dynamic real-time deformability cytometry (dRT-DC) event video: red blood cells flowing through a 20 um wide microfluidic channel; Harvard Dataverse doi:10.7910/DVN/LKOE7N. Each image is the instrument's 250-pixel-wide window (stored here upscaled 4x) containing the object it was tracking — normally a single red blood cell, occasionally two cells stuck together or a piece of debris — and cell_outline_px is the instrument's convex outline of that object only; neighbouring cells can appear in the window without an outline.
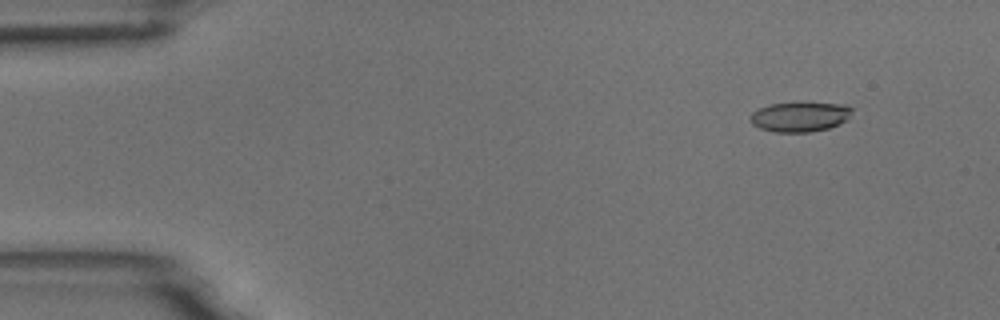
{"species": "common noctule bat (a hibernating species)", "species_latin": "Nyctalus noctula", "temperature_condition": "room temperature", "stored_images_in_passage": 5, "camera_frame_rate_fps": 3000, "um_per_image_px": 0.085, "animal": {"sex": "male", "body_mass_g": 18.8}, "frame": {"image": 1, "passage_image": 2, "time_ms": 0.333, "image_size_px": [1000, 320], "cell_outline_px": [[852, 108], [848, 120], [840, 124], [828, 128], [808, 132], [772, 132], [760, 128], [752, 124], [748, 116], [752, 112], [768, 104], [848, 104]], "centroid_in_image_um": [67.97, 9.95], "position_along_channel_um": 17.0, "area_um2": 17.46}}
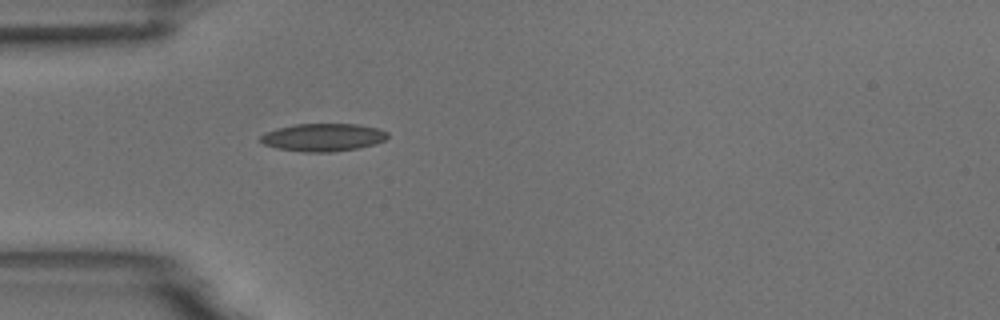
{"frame": {"image": 2, "passage_image": 5, "time_ms": 1.333, "image_size_px": [1000, 320], "cell_outline_px": [[388, 136], [384, 140], [376, 144], [360, 148], [332, 152], [304, 152], [276, 148], [264, 144], [260, 140], [260, 136], [264, 132], [276, 128], [296, 124], [356, 124], [380, 128], [388, 132]], "centroid_in_image_um": [27.47, 11.67], "position_along_channel_um": 57.5, "area_um2": 20.81}}